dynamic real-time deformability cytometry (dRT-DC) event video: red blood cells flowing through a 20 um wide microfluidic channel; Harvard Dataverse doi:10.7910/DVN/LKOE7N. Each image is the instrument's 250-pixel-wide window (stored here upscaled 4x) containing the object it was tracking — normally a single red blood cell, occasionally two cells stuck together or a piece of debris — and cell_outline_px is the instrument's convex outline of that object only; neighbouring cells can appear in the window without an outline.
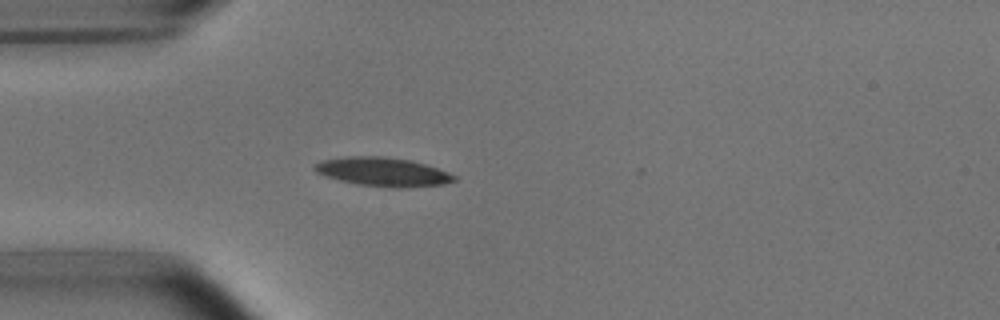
{"species": "common noctule bat (a hibernating species)", "species_latin": "Nyctalus noctula", "temperature_condition": "room temperature", "stored_images_in_passage": 3, "camera_frame_rate_fps": 3000, "um_per_image_px": 0.085, "animal": {"sex": "male", "body_mass_g": 15.6}, "frame": {"image": 1, "passage_image": 3, "time_ms": 0.667, "image_size_px": [1000, 320], "cell_outline_px": [[456, 180], [444, 184], [408, 188], [392, 188], [356, 184], [324, 176], [316, 172], [312, 168], [320, 160], [344, 156], [384, 156], [412, 160], [448, 172], [456, 176]], "centroid_in_image_um": [32.52, 14.61], "position_along_channel_um": 52.5, "area_um2": 23.7}}